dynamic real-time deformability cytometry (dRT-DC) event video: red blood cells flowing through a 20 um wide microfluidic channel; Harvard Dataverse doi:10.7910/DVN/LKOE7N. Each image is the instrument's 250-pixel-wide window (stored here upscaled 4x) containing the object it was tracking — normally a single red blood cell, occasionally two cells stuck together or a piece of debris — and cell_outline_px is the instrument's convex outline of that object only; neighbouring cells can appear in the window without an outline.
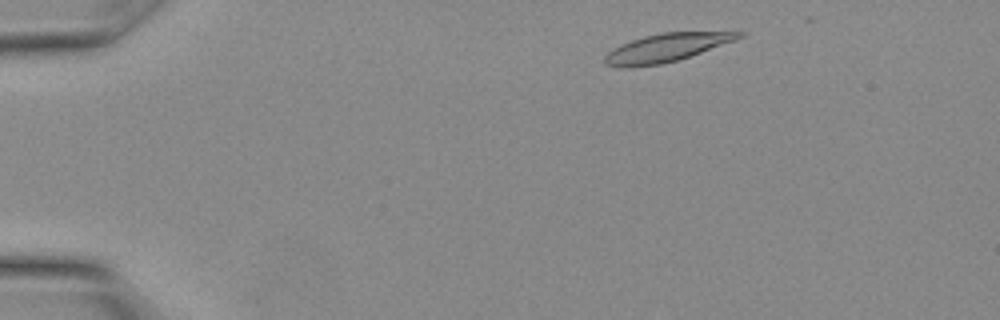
{"species": "Egyptian fruit bat (a non-hibernating species)", "species_latin": "Rousettus aegyptiacus", "temperature_condition": "warm", "stored_images_in_passage": 11, "camera_frame_rate_fps": 3000, "um_per_image_px": 0.085, "animal": {"sex": "female"}, "frame": {"image": 1, "passage_image": 2, "time_ms": 0.333, "image_size_px": [1000, 320], "cell_outline_px": [[744, 36], [700, 52], [676, 60], [660, 64], [628, 68], [620, 68], [604, 64], [604, 56], [608, 52], [620, 44], [644, 36], [660, 32], [744, 32]], "centroid_in_image_um": [56.53, 4.06], "position_along_channel_um": 28.5, "area_um2": 21.68}}
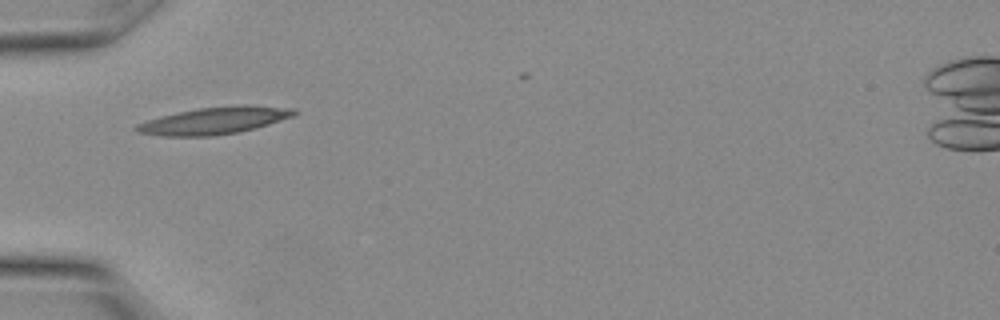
{"frame": {"image": 2, "passage_image": 7, "time_ms": 2.0, "image_size_px": [1000, 320], "cell_outline_px": [[300, 112], [292, 116], [268, 124], [236, 132], [212, 136], [160, 136], [136, 132], [132, 128], [136, 124], [148, 120], [196, 108], [240, 104], [244, 104], [296, 108]], "centroid_in_image_um": [18.23, 10.24], "position_along_channel_um": 66.8, "area_um2": 24.85}}
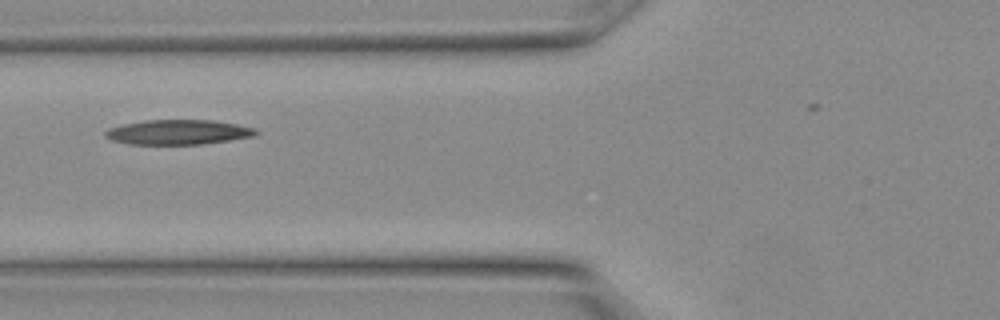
{"frame": {"image": 3, "passage_image": 9, "time_ms": 2.667, "image_size_px": [1000, 320], "cell_outline_px": [[260, 132], [252, 136], [228, 140], [200, 144], [128, 144], [112, 140], [104, 136], [104, 132], [108, 128], [124, 124], [144, 120], [212, 120], [236, 124], [256, 128]], "centroid_in_image_um": [15.12, 11.23], "position_along_channel_um": 110.7, "area_um2": 21.68}}